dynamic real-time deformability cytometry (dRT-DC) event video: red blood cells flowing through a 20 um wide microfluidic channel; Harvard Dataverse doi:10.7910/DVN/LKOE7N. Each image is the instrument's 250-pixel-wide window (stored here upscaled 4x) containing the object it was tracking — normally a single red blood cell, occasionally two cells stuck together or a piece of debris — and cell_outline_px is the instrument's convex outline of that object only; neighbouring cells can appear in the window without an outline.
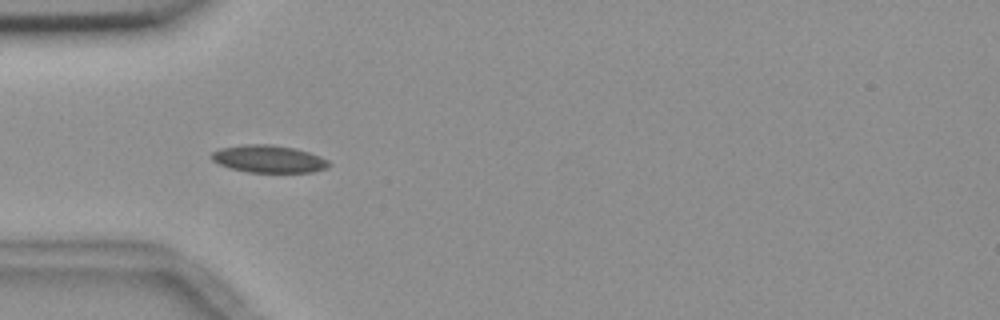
{"species": "common noctule bat (a hibernating species)", "species_latin": "Nyctalus noctula", "temperature_condition": "room temperature", "stored_images_in_passage": 7, "camera_frame_rate_fps": 3000, "um_per_image_px": 0.085, "animal": {"sex": "female", "body_mass_g": 18.4}, "frame": {"image": 1, "passage_image": 5, "time_ms": 4.667, "image_size_px": [1000, 320], "cell_outline_px": [[332, 164], [328, 168], [312, 172], [248, 172], [228, 168], [212, 160], [212, 152], [220, 148], [244, 144], [272, 144], [292, 148], [308, 152], [320, 156], [328, 160]], "centroid_in_image_um": [22.85, 13.51], "position_along_channel_um": 62.2, "area_um2": 18.79}}
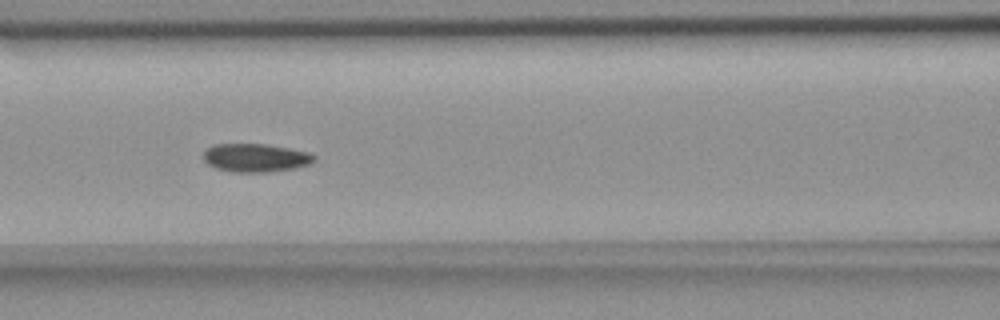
{"frame": {"image": 2, "passage_image": 7, "time_ms": 7.0, "image_size_px": [1000, 320], "cell_outline_px": [[316, 160], [308, 164], [296, 168], [268, 172], [236, 172], [216, 168], [208, 164], [204, 160], [204, 148], [212, 144], [268, 144], [308, 152], [316, 156]], "centroid_in_image_um": [21.71, 13.4], "position_along_channel_um": 144.9, "area_um2": 18.38}}